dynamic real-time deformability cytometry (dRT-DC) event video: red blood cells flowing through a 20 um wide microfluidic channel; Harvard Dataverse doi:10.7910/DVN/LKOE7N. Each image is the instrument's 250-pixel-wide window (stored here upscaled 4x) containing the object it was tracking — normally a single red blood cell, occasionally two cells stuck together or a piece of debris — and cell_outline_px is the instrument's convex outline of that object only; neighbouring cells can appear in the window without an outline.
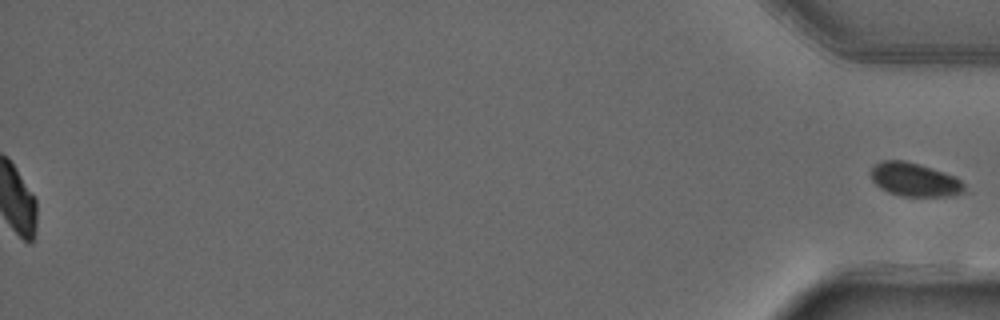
{"species": "common noctule bat (a hibernating species)", "species_latin": "Nyctalus noctula", "temperature_condition": "warm", "stored_images_in_passage": 51, "segment_of_instrument_passage": [2, 2], "camera_frame_rate_fps": 3000, "um_per_image_px": 0.085, "animal": {"sex": "male", "forearm_length_mm": 52.5}, "frame": {"image": 1, "passage_image": 51, "time_ms": 16.667, "image_size_px": [1000, 320], "cell_outline_px": [[964, 192], [952, 196], [900, 196], [888, 192], [880, 188], [872, 180], [872, 168], [880, 160], [904, 160], [944, 172], [956, 176], [964, 184]], "centroid_in_image_um": [77.74, 15.28], "position_along_channel_um": 357.5, "area_um2": 18.21}}